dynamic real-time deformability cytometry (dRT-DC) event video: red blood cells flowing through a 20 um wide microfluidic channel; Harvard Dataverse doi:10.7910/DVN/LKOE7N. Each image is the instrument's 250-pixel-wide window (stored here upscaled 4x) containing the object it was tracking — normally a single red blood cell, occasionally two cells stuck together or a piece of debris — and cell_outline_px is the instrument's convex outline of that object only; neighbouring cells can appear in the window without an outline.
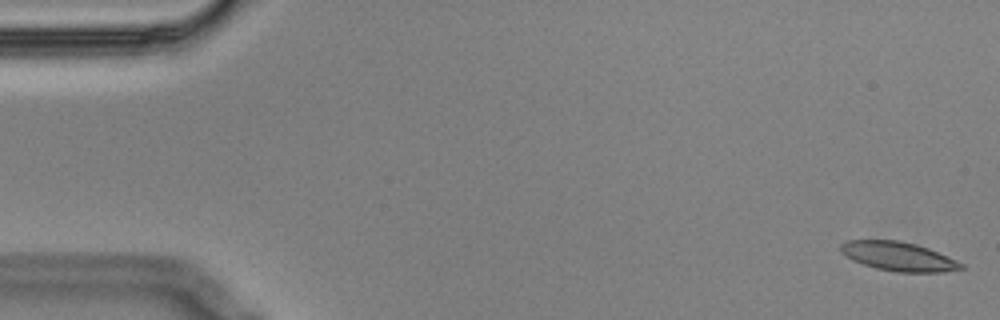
{"species": "Egyptian fruit bat (a non-hibernating species)", "species_latin": "Rousettus aegyptiacus", "temperature_condition": "cold", "stored_images_in_passage": 6, "camera_frame_rate_fps": 3000, "um_per_image_px": 0.085, "animal": {"sex": "male"}, "frame": {"image": 1, "passage_image": 1, "time_ms": 0.0, "image_size_px": [1000, 320], "cell_outline_px": [[964, 268], [940, 272], [896, 272], [876, 268], [852, 260], [840, 252], [840, 244], [844, 240], [900, 240], [916, 244], [928, 248], [956, 260], [964, 264]], "centroid_in_image_um": [76.33, 21.78], "position_along_channel_um": 8.7, "area_um2": 20.35}}